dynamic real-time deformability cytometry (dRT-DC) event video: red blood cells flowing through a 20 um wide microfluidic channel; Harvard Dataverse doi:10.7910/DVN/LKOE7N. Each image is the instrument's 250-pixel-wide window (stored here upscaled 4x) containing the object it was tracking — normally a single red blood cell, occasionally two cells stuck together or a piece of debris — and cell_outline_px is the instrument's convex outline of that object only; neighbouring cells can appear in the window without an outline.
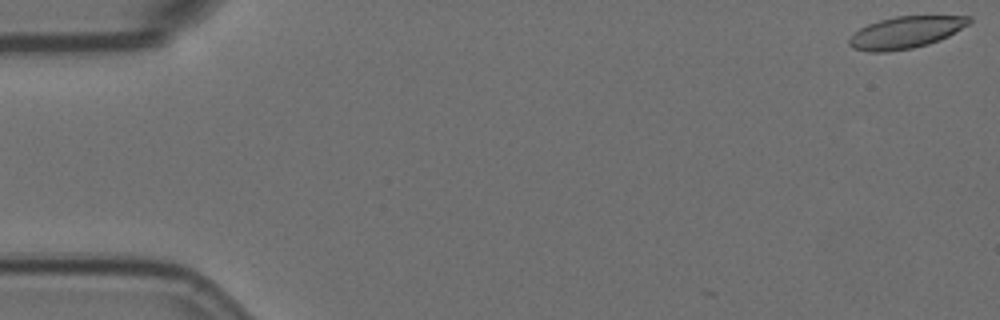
{"species": "Egyptian fruit bat (a non-hibernating species)", "species_latin": "Rousettus aegyptiacus", "temperature_condition": "room temperature", "stored_images_in_passage": 8, "camera_frame_rate_fps": 3000, "um_per_image_px": 0.085, "animal": {"sex": "female"}, "frame": {"image": 1, "passage_image": 1, "time_ms": 0.0, "image_size_px": [1000, 320], "cell_outline_px": [[972, 20], [968, 24], [948, 36], [940, 40], [928, 44], [912, 48], [888, 52], [872, 52], [852, 48], [848, 44], [848, 40], [860, 28], [868, 24], [880, 20], [896, 16], [972, 16]], "centroid_in_image_um": [76.98, 2.76], "position_along_channel_um": 8.0, "area_um2": 22.14}}